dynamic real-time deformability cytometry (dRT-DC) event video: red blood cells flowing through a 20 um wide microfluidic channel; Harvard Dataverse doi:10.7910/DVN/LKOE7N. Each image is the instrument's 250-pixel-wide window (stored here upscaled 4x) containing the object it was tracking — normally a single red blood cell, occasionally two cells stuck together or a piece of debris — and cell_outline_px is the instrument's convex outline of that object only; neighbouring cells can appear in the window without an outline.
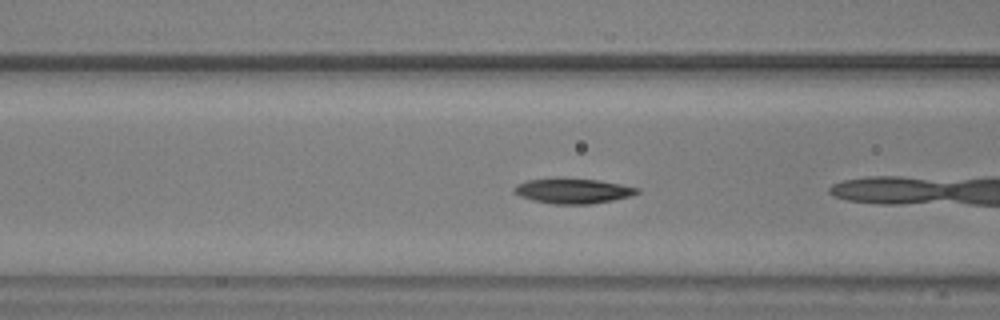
{"species": "common noctule bat (a hibernating species)", "species_latin": "Nyctalus noctula", "temperature_condition": "warm", "stored_images_in_passage": 6, "camera_frame_rate_fps": 3000, "um_per_image_px": 0.085, "animal": {"sex": "male", "body_mass_g": 20.5, "forearm_length_mm": 52.5}, "frame": {"image": 1, "passage_image": 5, "time_ms": 1.333, "image_size_px": [1000, 320], "cell_outline_px": [[640, 192], [632, 196], [592, 204], [552, 204], [532, 200], [520, 196], [512, 192], [512, 188], [516, 184], [528, 180], [556, 176], [560, 176], [596, 180], [620, 184], [640, 188]], "centroid_in_image_um": [48.65, 16.2], "position_along_channel_um": 118.0, "area_um2": 18.55}}